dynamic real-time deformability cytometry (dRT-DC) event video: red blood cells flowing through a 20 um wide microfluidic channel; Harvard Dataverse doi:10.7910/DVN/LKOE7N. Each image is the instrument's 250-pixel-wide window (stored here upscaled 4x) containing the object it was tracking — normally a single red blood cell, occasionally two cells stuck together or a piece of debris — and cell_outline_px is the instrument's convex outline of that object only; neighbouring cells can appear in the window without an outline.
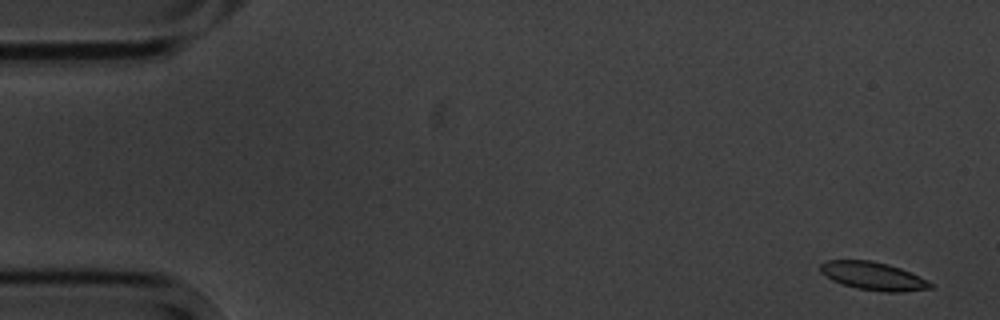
{"species": "common noctule bat (a hibernating species)", "species_latin": "Nyctalus noctula", "temperature_condition": "cold", "stored_images_in_passage": 4, "camera_frame_rate_fps": 3000, "um_per_image_px": 0.085, "animal": {"sex": "male", "body_mass_g": 20.1, "forearm_length_mm": 53.5}, "frame": {"image": 1, "passage_image": 1, "time_ms": 0.0, "image_size_px": [1000, 320], "cell_outline_px": [[932, 288], [900, 292], [884, 292], [856, 288], [832, 280], [820, 272], [820, 264], [828, 260], [872, 260], [888, 264], [900, 268], [932, 284]], "centroid_in_image_um": [74.16, 23.46], "position_along_channel_um": 10.8, "area_um2": 17.69}}
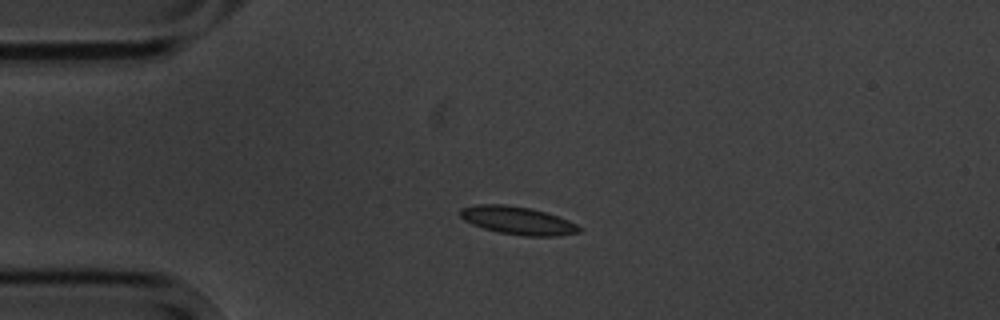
{"frame": {"image": 2, "passage_image": 4, "time_ms": 3.667, "image_size_px": [1000, 320], "cell_outline_px": [[580, 232], [556, 236], [524, 236], [500, 232], [484, 228], [472, 224], [464, 220], [460, 216], [460, 208], [476, 204], [504, 204], [532, 208], [568, 220], [576, 224], [580, 228]], "centroid_in_image_um": [43.97, 18.73], "position_along_channel_um": 41.0, "area_um2": 19.25}}